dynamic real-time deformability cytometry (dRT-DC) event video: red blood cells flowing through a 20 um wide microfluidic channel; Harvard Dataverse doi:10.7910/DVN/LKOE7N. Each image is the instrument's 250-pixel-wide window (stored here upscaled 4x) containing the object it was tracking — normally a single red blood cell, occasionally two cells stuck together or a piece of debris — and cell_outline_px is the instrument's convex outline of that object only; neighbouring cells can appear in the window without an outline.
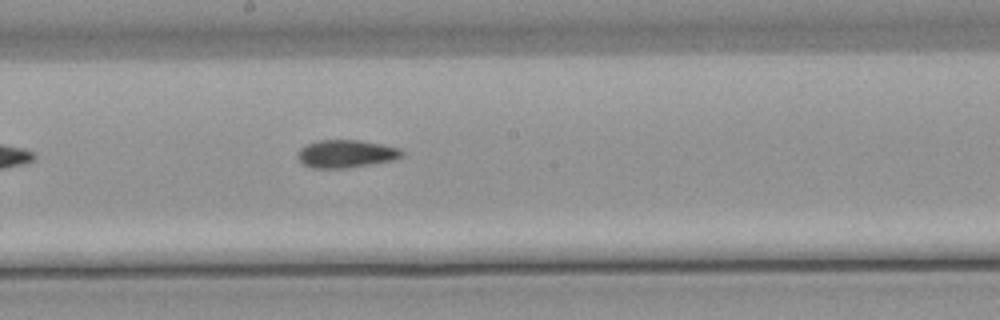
{"species": "common noctule bat (a hibernating species)", "species_latin": "Nyctalus noctula", "temperature_condition": "warm", "stored_images_in_passage": 8, "camera_frame_rate_fps": 3000, "um_per_image_px": 0.085, "animal": {"sex": "male", "body_mass_g": 21.5, "forearm_length_mm": 52.0}, "frame": {"image": 1, "passage_image": 8, "time_ms": 8.667, "image_size_px": [1000, 320], "cell_outline_px": [[404, 156], [392, 160], [372, 164], [348, 168], [312, 168], [304, 164], [300, 160], [300, 148], [308, 144], [320, 140], [360, 140], [400, 148], [404, 152]], "centroid_in_image_um": [29.47, 13.07], "position_along_channel_um": 218.7, "area_um2": 16.7}}